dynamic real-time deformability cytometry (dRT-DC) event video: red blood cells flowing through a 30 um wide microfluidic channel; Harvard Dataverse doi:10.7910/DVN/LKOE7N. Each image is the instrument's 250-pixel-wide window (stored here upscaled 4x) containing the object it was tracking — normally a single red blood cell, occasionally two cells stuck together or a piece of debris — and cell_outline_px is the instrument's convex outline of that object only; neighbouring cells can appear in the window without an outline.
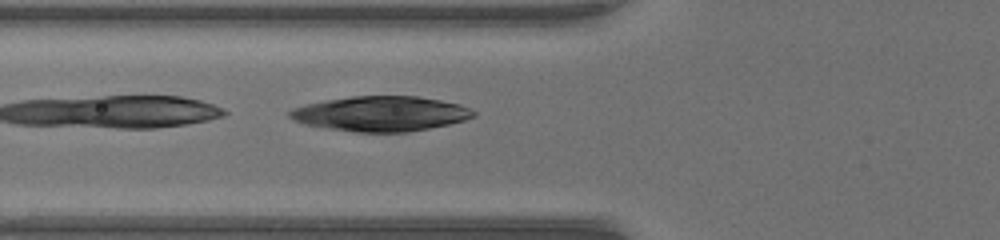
{"species": "common noctule bat (a hibernating species)", "species_latin": "Nyctalus noctula", "temperature_condition": "warm", "stored_images_in_passage": 30, "camera_frame_rate_fps": 3000, "um_per_image_px": 0.085, "animal": {"sex": "female", "body_mass_g": 17.0, "forearm_length_mm": 48.0}, "frame": {"image": 1, "passage_image": 3, "time_ms": 0.667, "image_size_px": [1000, 240], "cell_outline_px": [[476, 116], [464, 120], [448, 124], [408, 132], [356, 132], [304, 124], [288, 116], [288, 112], [292, 108], [308, 104], [328, 100], [352, 96], [416, 96], [440, 100], [460, 104], [476, 112]], "centroid_in_image_um": [32.39, 9.66], "position_along_channel_um": 93.4, "area_um2": 37.11}}
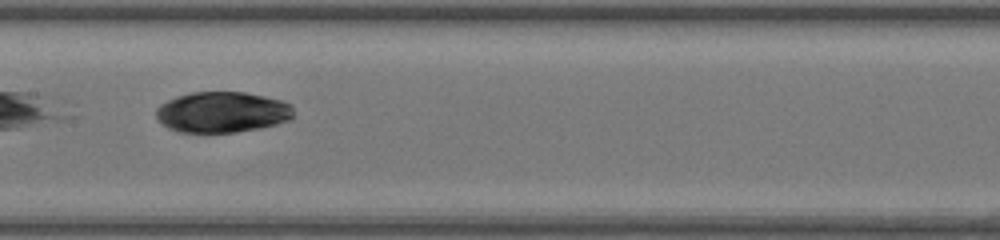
{"frame": {"image": 2, "passage_image": 10, "time_ms": 3.0, "image_size_px": [1000, 240], "cell_outline_px": [[292, 120], [260, 128], [236, 132], [180, 132], [168, 128], [156, 116], [156, 108], [160, 104], [176, 96], [192, 92], [244, 92], [264, 96], [280, 100], [292, 104]], "centroid_in_image_um": [18.9, 9.53], "position_along_channel_um": 188.5, "area_um2": 32.66}}
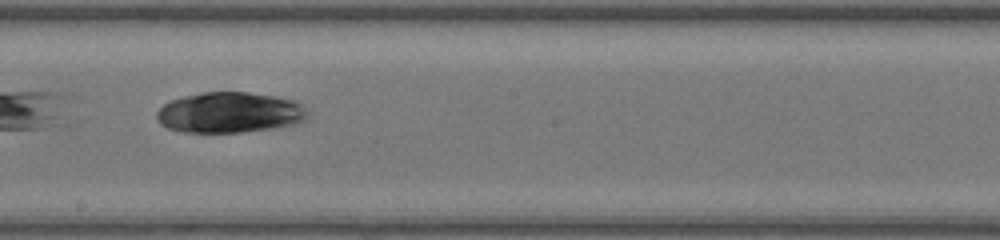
{"frame": {"image": 3, "passage_image": 13, "time_ms": 4.0, "image_size_px": [1000, 240], "cell_outline_px": [[308, 116], [304, 120], [292, 124], [272, 128], [240, 132], [184, 132], [168, 128], [160, 124], [156, 120], [156, 112], [164, 104], [172, 100], [184, 96], [200, 92], [248, 92], [280, 96], [296, 100], [308, 112]], "centroid_in_image_um": [19.51, 9.55], "position_along_channel_um": 228.7, "area_um2": 35.84}}